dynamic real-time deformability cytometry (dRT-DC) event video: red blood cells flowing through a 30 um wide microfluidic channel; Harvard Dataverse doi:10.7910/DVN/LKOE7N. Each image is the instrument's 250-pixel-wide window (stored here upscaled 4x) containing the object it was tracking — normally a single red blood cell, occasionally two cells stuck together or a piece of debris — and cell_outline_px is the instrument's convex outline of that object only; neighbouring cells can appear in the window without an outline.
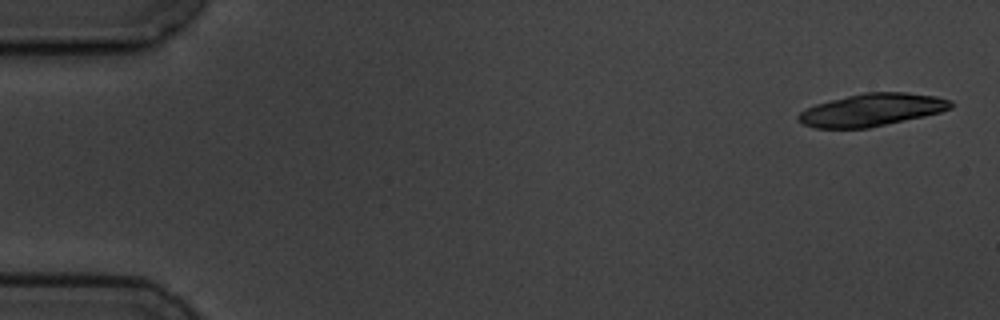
{"species": "common noctule bat (a hibernating species)", "species_latin": "Nyctalus noctula", "temperature_condition": "cold", "stored_images_in_passage": 6, "camera_frame_rate_fps": 3000, "um_per_image_px": 0.085, "animal": {"sex": "male", "body_mass_g": 19.5, "forearm_length_mm": 54.6}, "frame": {"image": 1, "passage_image": 1, "time_ms": 0.0, "image_size_px": [1000, 320], "cell_outline_px": [[956, 104], [952, 108], [940, 112], [924, 116], [868, 128], [816, 128], [804, 124], [796, 120], [796, 116], [804, 108], [816, 104], [864, 92], [904, 92], [936, 96], [952, 100]], "centroid_in_image_um": [74.12, 9.34], "position_along_channel_um": 10.9, "area_um2": 28.96}}